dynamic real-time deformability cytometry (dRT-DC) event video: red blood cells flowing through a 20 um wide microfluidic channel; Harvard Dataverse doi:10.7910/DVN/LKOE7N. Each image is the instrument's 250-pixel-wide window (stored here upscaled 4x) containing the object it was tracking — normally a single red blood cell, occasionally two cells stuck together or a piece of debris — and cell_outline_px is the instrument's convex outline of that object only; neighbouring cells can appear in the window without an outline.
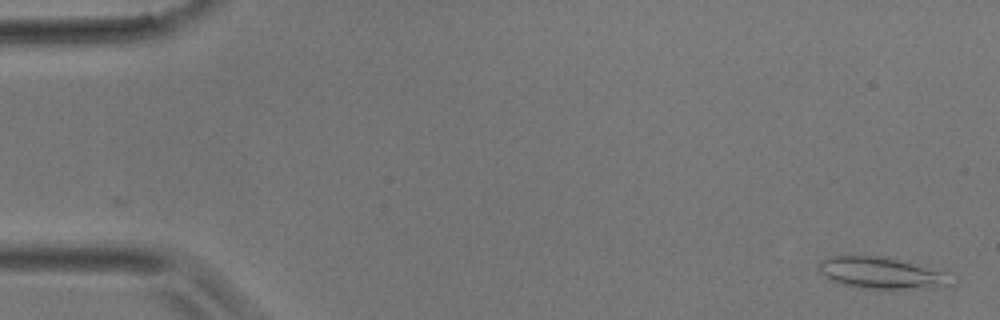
{"species": "common noctule bat (a hibernating species)", "species_latin": "Nyctalus noctula", "temperature_condition": "room temperature", "stored_images_in_passage": 5, "camera_frame_rate_fps": 3000, "um_per_image_px": 0.085, "animal": {"sex": "male", "body_mass_g": 17.9}, "frame": {"image": 1, "passage_image": 1, "time_ms": 0.0, "image_size_px": [1000, 320], "cell_outline_px": [[956, 284], [932, 288], [880, 292], [856, 288], [832, 280], [824, 276], [816, 268], [816, 264], [820, 260], [828, 256], [860, 252], [884, 256], [952, 272]], "centroid_in_image_um": [74.97, 23.2], "position_along_channel_um": 10.0, "area_um2": 26.88}}